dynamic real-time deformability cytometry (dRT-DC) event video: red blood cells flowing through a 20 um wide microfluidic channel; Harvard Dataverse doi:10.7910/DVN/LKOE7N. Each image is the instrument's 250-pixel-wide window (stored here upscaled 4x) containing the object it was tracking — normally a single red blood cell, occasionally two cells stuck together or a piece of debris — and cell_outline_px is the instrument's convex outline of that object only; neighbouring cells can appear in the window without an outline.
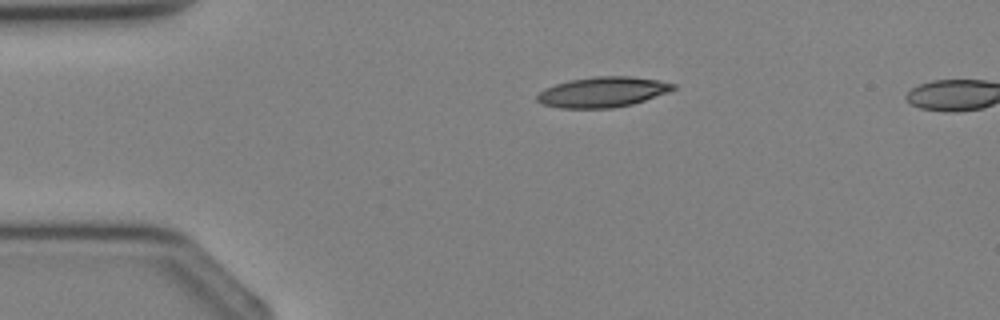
{"species": "Egyptian fruit bat (a non-hibernating species)", "species_latin": "Rousettus aegyptiacus", "temperature_condition": "cold", "stored_images_in_passage": 2, "camera_frame_rate_fps": 3000, "um_per_image_px": 0.085, "animal": {"sex": "female"}, "frame": {"image": 1, "passage_image": 1, "time_ms": 0.0, "image_size_px": [1000, 320], "cell_outline_px": [[676, 88], [668, 92], [632, 104], [612, 108], [560, 108], [540, 104], [536, 100], [536, 96], [544, 88], [568, 80], [596, 76], [628, 76], [660, 80], [676, 84]], "centroid_in_image_um": [51.2, 7.82], "position_along_channel_um": 33.8, "area_um2": 24.1}}